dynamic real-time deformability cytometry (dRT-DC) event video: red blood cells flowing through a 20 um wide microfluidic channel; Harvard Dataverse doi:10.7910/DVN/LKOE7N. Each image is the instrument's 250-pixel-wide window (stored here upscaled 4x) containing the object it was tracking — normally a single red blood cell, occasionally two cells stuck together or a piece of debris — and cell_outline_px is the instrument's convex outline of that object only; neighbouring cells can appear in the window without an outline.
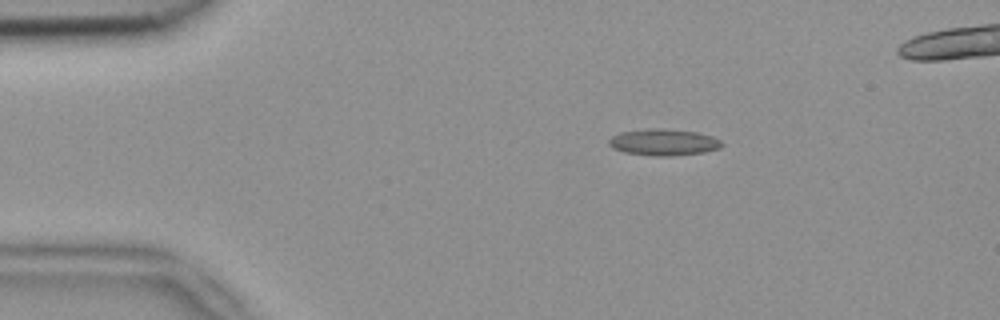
{"species": "common noctule bat (a hibernating species)", "species_latin": "Nyctalus noctula", "temperature_condition": "room temperature", "stored_images_in_passage": 42, "camera_frame_rate_fps": 3000, "um_per_image_px": 0.085, "animal": {"sex": "female", "body_mass_g": 18.4}, "frame": {"image": 1, "passage_image": 1, "time_ms": 0.0, "image_size_px": [1000, 320], "cell_outline_px": [[724, 144], [720, 148], [704, 152], [672, 156], [652, 156], [624, 152], [612, 148], [608, 144], [608, 140], [612, 136], [620, 132], [648, 128], [664, 128], [696, 132], [712, 136], [720, 140]], "centroid_in_image_um": [56.39, 12.09], "position_along_channel_um": 28.6, "area_um2": 17.63}}
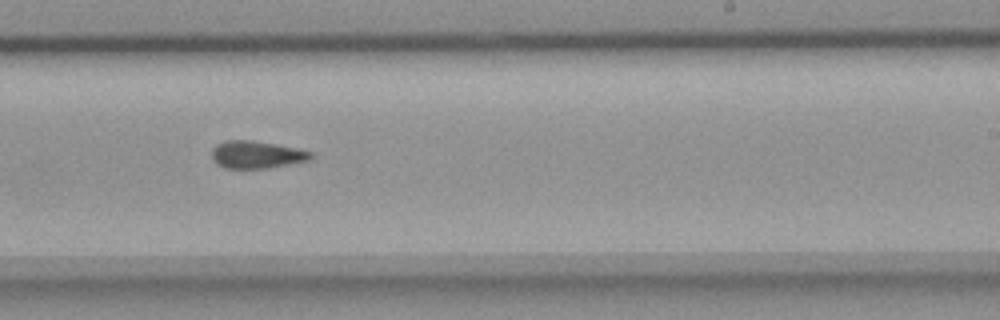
{"frame": {"image": 2, "passage_image": 24, "time_ms": 7.667, "image_size_px": [1000, 320], "cell_outline_px": [[312, 156], [308, 160], [268, 168], [224, 168], [216, 164], [212, 160], [212, 148], [216, 144], [224, 140], [252, 140], [276, 144], [296, 148], [312, 152]], "centroid_in_image_um": [21.74, 13.14], "position_along_channel_um": 267.3, "area_um2": 15.84}}
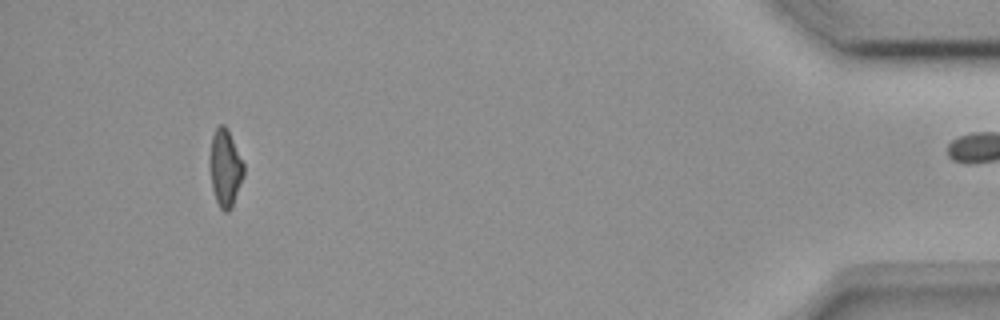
{"frame": {"image": 3, "passage_image": 41, "time_ms": 13.333, "image_size_px": [1000, 320], "cell_outline_px": [[244, 176], [232, 208], [228, 212], [224, 212], [220, 208], [216, 200], [212, 188], [208, 164], [208, 160], [212, 136], [216, 128], [220, 124], [224, 124], [228, 128], [244, 164]], "centroid_in_image_um": [19.13, 14.28], "position_along_channel_um": 416.1, "area_um2": 15.66}}